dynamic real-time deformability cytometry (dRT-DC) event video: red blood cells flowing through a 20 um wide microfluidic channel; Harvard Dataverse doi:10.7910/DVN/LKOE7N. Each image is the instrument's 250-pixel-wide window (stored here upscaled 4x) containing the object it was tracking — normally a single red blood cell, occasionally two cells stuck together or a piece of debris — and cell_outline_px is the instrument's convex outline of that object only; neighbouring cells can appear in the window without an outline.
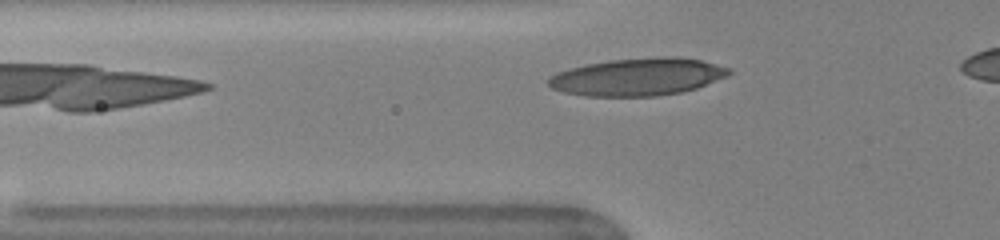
{"species": "human", "species_latin": "Homo sapiens", "temperature_condition": "warm", "stored_images_in_passage": 38, "camera_frame_rate_fps": 3000, "um_per_image_px": 0.085, "donor": {"sex": "female"}, "frame": {"image": 1, "passage_image": 12, "time_ms": 3.667, "image_size_px": [1000, 240], "cell_outline_px": [[732, 72], [728, 76], [696, 88], [680, 92], [656, 96], [584, 96], [564, 92], [552, 88], [548, 84], [548, 80], [556, 72], [568, 68], [588, 64], [612, 60], [660, 56], [676, 56], [700, 60], [732, 68]], "centroid_in_image_um": [54.23, 6.53], "position_along_channel_um": 71.6, "area_um2": 39.42}, "authors_computed_cell_mechanics": {"area_um2": 36.1539, "velocity_mm_per_s": 4.0281, "shape_relaxation_time_tau1_ms": 2.5016, "shape_relaxation_time_tau2_ms": null, "deformation_change_tau1": 0.1573, "deformation_change_tau2": null}}